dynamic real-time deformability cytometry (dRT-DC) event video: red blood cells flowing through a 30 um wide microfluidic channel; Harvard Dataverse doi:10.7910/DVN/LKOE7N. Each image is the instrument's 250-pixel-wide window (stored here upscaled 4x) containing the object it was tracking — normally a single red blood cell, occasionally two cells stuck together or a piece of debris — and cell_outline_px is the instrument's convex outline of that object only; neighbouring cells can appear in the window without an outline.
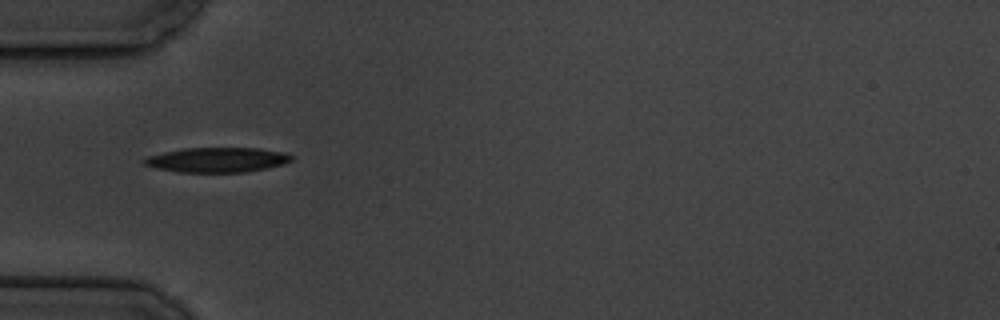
{"species": "common noctule bat (a hibernating species)", "species_latin": "Nyctalus noctula", "temperature_condition": "cold", "stored_images_in_passage": 7, "camera_frame_rate_fps": 3000, "um_per_image_px": 0.085, "animal": {"sex": "male", "body_mass_g": 19.5, "forearm_length_mm": 54.6}, "frame": {"image": 1, "passage_image": 1, "time_ms": 0.0, "image_size_px": [1000, 320], "cell_outline_px": [[292, 160], [284, 164], [244, 172], [176, 172], [156, 168], [144, 164], [140, 160], [148, 156], [164, 152], [184, 148], [256, 148], [284, 152], [292, 156]], "centroid_in_image_um": [18.42, 13.58], "position_along_channel_um": 66.6, "area_um2": 21.21}}
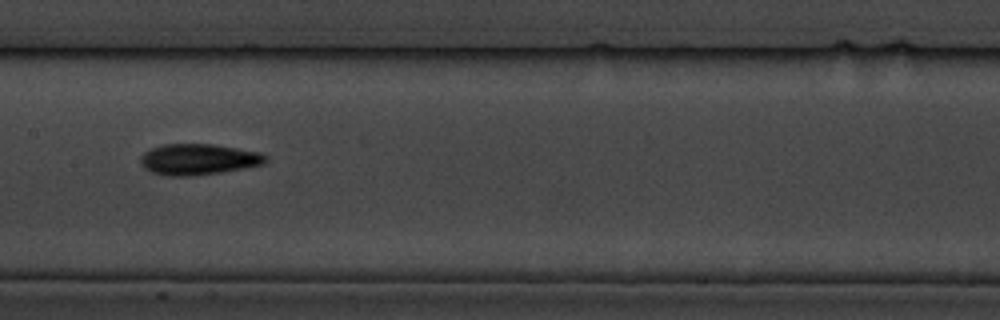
{"frame": {"image": 2, "passage_image": 4, "time_ms": 3.667, "image_size_px": [1000, 320], "cell_outline_px": [[268, 160], [264, 164], [244, 168], [220, 172], [192, 176], [164, 176], [152, 172], [144, 168], [140, 160], [140, 156], [144, 152], [152, 148], [164, 144], [212, 144], [260, 152], [268, 156]], "centroid_in_image_um": [16.87, 13.55], "position_along_channel_um": 190.5, "area_um2": 22.66}}
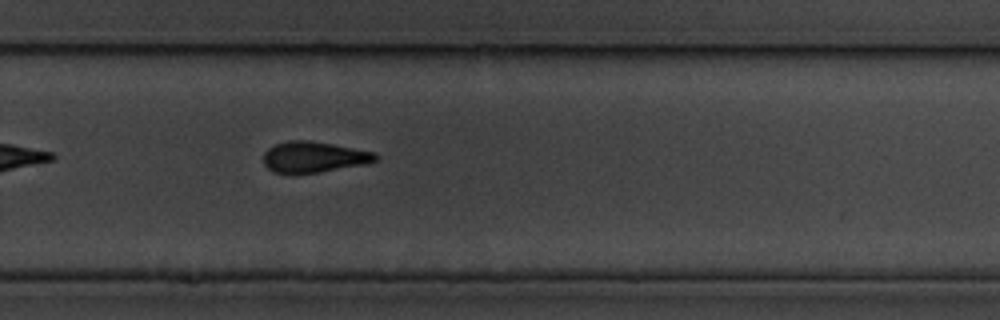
{"frame": {"image": 3, "passage_image": 7, "time_ms": 7.0, "image_size_px": [1000, 320], "cell_outline_px": [[380, 156], [376, 160], [368, 164], [320, 172], [292, 176], [288, 176], [272, 172], [264, 164], [264, 152], [268, 148], [276, 144], [288, 140], [308, 140], [332, 144], [376, 152]], "centroid_in_image_um": [26.66, 13.38], "position_along_channel_um": 303.1, "area_um2": 20.87}}